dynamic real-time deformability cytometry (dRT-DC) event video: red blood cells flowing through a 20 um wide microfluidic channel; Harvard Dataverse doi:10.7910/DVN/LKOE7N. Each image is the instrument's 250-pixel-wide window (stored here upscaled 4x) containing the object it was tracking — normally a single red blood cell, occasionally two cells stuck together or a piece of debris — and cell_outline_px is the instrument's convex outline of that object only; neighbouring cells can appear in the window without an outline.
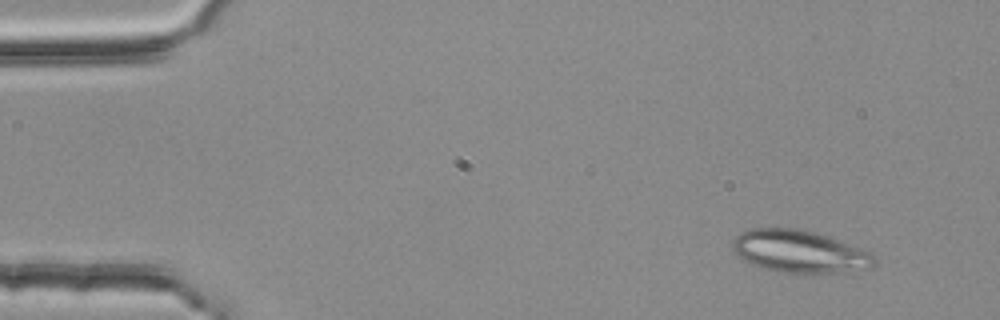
{"species": "common noctule bat (a hibernating species)", "species_latin": "Nyctalus noctula", "temperature_condition": "room temperature", "stored_images_in_passage": 3, "camera_frame_rate_fps": 3000, "um_per_image_px": 0.085, "animal": {"sex": "female", "body_mass_g": 25.1}, "frame": {"image": 1, "passage_image": 1, "time_ms": 0.0, "image_size_px": [1000, 320], "cell_outline_px": [[876, 264], [872, 268], [812, 276], [776, 272], [760, 268], [744, 260], [732, 248], [732, 240], [740, 232], [752, 228], [800, 228], [816, 232], [828, 236], [872, 252], [876, 256]], "centroid_in_image_um": [68.0, 21.41], "position_along_channel_um": 17.0, "area_um2": 36.18}}